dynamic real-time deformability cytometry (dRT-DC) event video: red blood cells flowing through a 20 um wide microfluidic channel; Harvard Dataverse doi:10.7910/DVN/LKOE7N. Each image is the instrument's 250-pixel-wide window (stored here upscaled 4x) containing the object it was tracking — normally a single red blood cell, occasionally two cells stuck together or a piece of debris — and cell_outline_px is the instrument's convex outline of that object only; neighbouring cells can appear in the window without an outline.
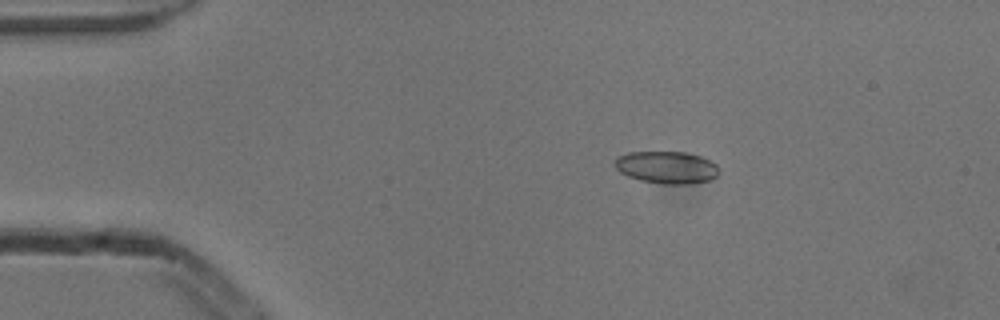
{"species": "common noctule bat (a hibernating species)", "species_latin": "Nyctalus noctula", "temperature_condition": "cold", "stored_images_in_passage": 4, "camera_frame_rate_fps": 3000, "um_per_image_px": 0.085, "animal": {"sex": "male", "body_mass_g": 13.3}, "frame": {"image": 1, "passage_image": 3, "time_ms": 0.667, "image_size_px": [1000, 320], "cell_outline_px": [[720, 172], [712, 180], [688, 184], [664, 184], [640, 180], [628, 176], [620, 172], [616, 168], [616, 160], [620, 156], [628, 152], [684, 152], [700, 156], [716, 164], [720, 168]], "centroid_in_image_um": [56.72, 14.23], "position_along_channel_um": 28.3, "area_um2": 19.54}}